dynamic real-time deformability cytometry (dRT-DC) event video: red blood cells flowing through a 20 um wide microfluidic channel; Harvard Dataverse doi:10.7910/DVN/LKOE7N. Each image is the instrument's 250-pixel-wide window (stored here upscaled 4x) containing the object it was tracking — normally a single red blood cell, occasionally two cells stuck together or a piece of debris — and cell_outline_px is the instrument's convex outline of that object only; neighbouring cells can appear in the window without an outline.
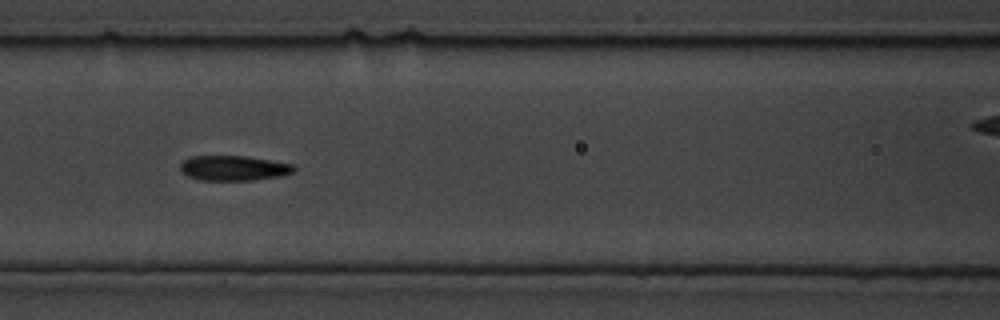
{"species": "common noctule bat (a hibernating species)", "species_latin": "Nyctalus noctula", "temperature_condition": "cold", "stored_images_in_passage": 27, "camera_frame_rate_fps": 3000, "um_per_image_px": 0.085, "animal": {"sex": "male", "body_mass_g": 19.5, "forearm_length_mm": 54.6}, "frame": {"image": 1, "passage_image": 11, "time_ms": 3.333, "image_size_px": [1000, 320], "cell_outline_px": [[296, 168], [292, 172], [280, 176], [252, 180], [200, 180], [188, 176], [180, 172], [180, 164], [184, 160], [192, 156], [244, 156], [292, 164]], "centroid_in_image_um": [19.81, 14.29], "position_along_channel_um": 146.8, "area_um2": 16.42}}
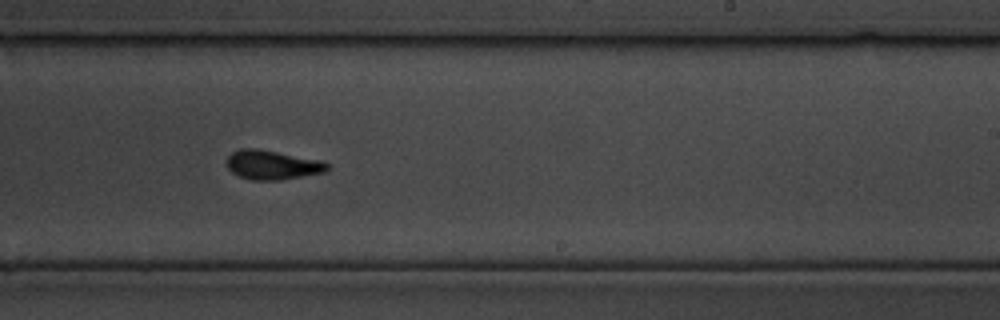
{"frame": {"image": 2, "passage_image": 16, "time_ms": 5.0, "image_size_px": [1000, 320], "cell_outline_px": [[328, 168], [324, 172], [280, 180], [252, 180], [240, 176], [232, 172], [228, 168], [228, 156], [232, 152], [240, 148], [256, 148], [324, 160], [328, 164]], "centroid_in_image_um": [23.16, 14.0], "position_along_channel_um": 265.8, "area_um2": 17.11}}
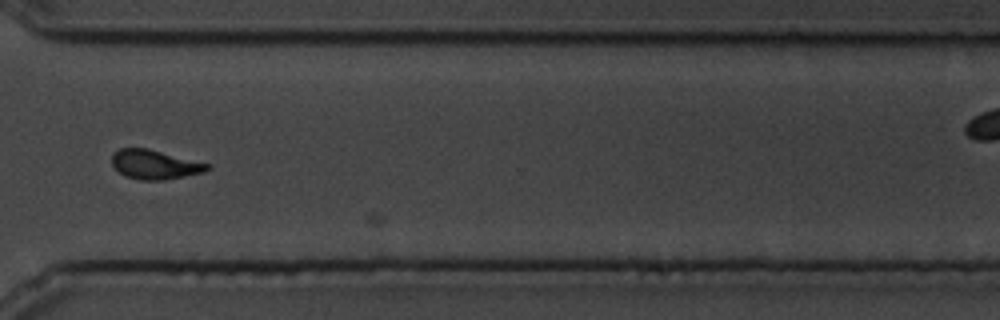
{"frame": {"image": 3, "passage_image": 20, "time_ms": 6.333, "image_size_px": [1000, 320], "cell_outline_px": [[212, 168], [204, 172], [164, 180], [140, 180], [124, 176], [112, 164], [112, 156], [120, 148], [148, 148], [212, 164]], "centroid_in_image_um": [13.21, 13.98], "position_along_channel_um": 357.4, "area_um2": 16.36}}